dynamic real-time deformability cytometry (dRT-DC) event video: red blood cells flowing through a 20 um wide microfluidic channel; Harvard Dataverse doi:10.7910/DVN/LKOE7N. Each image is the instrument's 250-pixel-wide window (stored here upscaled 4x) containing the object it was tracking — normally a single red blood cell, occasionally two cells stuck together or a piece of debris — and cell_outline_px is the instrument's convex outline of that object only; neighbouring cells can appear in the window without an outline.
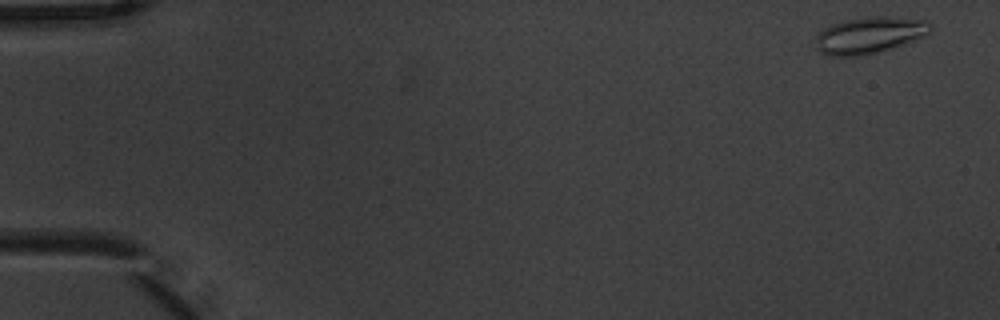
{"species": "common noctule bat (a hibernating species)", "species_latin": "Nyctalus noctula", "temperature_condition": "warm", "stored_images_in_passage": 5, "camera_frame_rate_fps": 3000, "um_per_image_px": 0.085, "animal": {"sex": "male", "body_mass_g": 20.1, "forearm_length_mm": 53.5}, "frame": {"image": 1, "passage_image": 1, "time_ms": 0.0, "image_size_px": [1000, 320], "cell_outline_px": [[932, 32], [912, 40], [876, 52], [860, 56], [828, 56], [820, 52], [816, 48], [816, 32], [832, 24], [844, 20], [868, 16], [884, 16], [924, 20], [932, 24]], "centroid_in_image_um": [73.84, 2.97], "position_along_channel_um": 11.2, "area_um2": 24.33}}
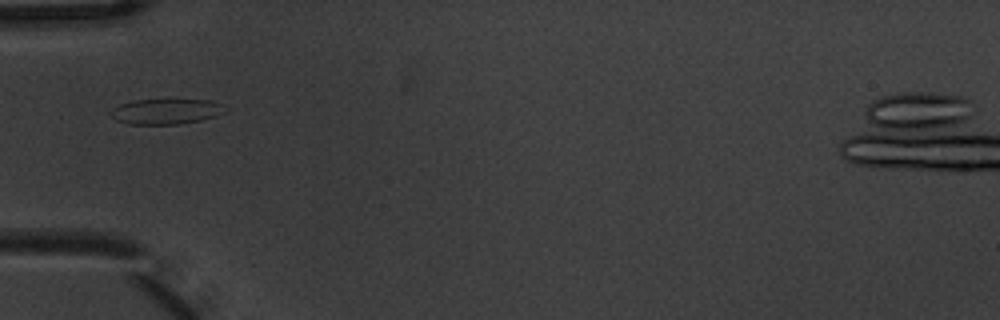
{"frame": {"image": 2, "passage_image": 5, "time_ms": 1.333, "image_size_px": [1000, 320], "cell_outline_px": [[228, 108], [224, 112], [216, 116], [200, 120], [180, 124], [128, 124], [116, 120], [112, 116], [116, 108], [120, 104], [132, 100], [208, 100], [220, 104]], "centroid_in_image_um": [14.16, 9.48], "position_along_channel_um": 70.8, "area_um2": 16.59}}